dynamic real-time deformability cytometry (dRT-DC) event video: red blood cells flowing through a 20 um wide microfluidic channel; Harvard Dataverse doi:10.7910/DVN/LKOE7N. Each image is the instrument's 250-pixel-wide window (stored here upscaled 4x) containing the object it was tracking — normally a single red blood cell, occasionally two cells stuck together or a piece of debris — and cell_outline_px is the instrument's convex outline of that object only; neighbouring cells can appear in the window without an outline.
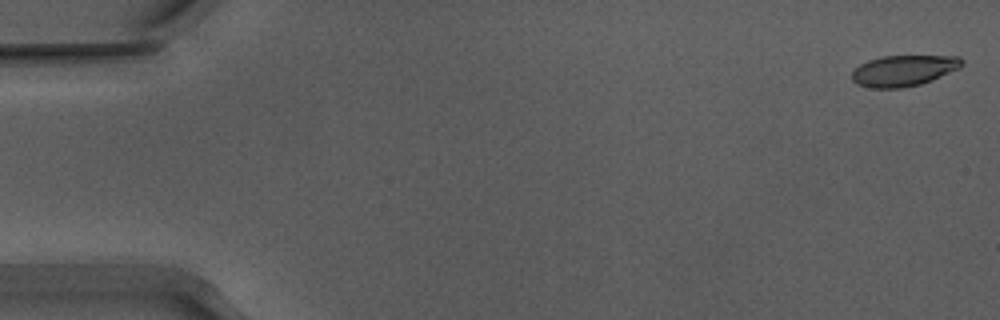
{"species": "Egyptian fruit bat (a non-hibernating species)", "species_latin": "Rousettus aegyptiacus", "temperature_condition": "warm", "stored_images_in_passage": 53, "camera_frame_rate_fps": 3000, "um_per_image_px": 0.085, "animal": {"sex": "male"}, "frame": {"image": 1, "passage_image": 1, "time_ms": 0.0, "image_size_px": [1000, 320], "cell_outline_px": [[964, 64], [960, 68], [932, 80], [920, 84], [900, 88], [872, 88], [856, 84], [852, 80], [852, 72], [860, 64], [868, 60], [880, 56], [960, 56], [964, 60]], "centroid_in_image_um": [76.82, 5.99], "position_along_channel_um": 8.2, "area_um2": 19.94}}
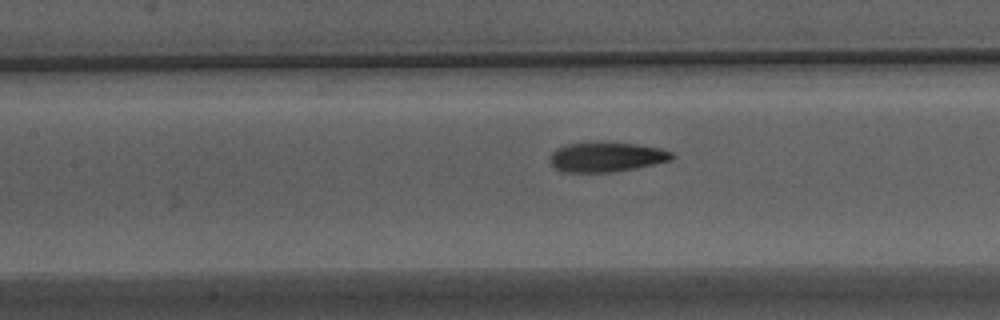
{"frame": {"image": 2, "passage_image": 24, "time_ms": 7.667, "image_size_px": [1000, 320], "cell_outline_px": [[676, 156], [672, 160], [612, 172], [564, 172], [556, 168], [552, 164], [552, 152], [556, 148], [568, 144], [636, 144], [660, 148], [672, 152]], "centroid_in_image_um": [51.58, 13.37], "position_along_channel_um": 155.8, "area_um2": 20.29}}
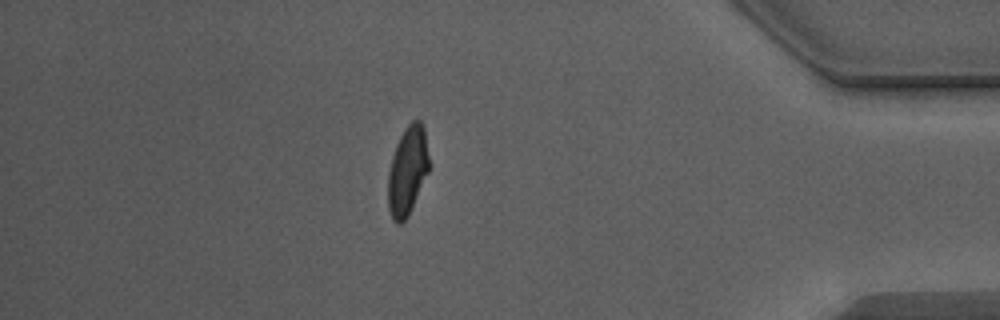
{"frame": {"image": 3, "passage_image": 46, "time_ms": 15.0, "image_size_px": [1000, 320], "cell_outline_px": [[428, 172], [408, 216], [400, 224], [396, 224], [392, 220], [388, 208], [388, 172], [392, 156], [396, 144], [404, 128], [412, 120], [420, 120], [424, 128], [428, 156]], "centroid_in_image_um": [34.61, 14.52], "position_along_channel_um": 400.6, "area_um2": 21.1}, "authors_computed_cell_mechanics": {"area_um2": 21.5016, "velocity_mm_per_s": 3.8981, "shape_relaxation_time_tau1_ms": 5.8253, "shape_relaxation_time_tau2_ms": 1.6671, "deformation_change_tau1": 0.2095, "deformation_change_tau2": 0.0867}}